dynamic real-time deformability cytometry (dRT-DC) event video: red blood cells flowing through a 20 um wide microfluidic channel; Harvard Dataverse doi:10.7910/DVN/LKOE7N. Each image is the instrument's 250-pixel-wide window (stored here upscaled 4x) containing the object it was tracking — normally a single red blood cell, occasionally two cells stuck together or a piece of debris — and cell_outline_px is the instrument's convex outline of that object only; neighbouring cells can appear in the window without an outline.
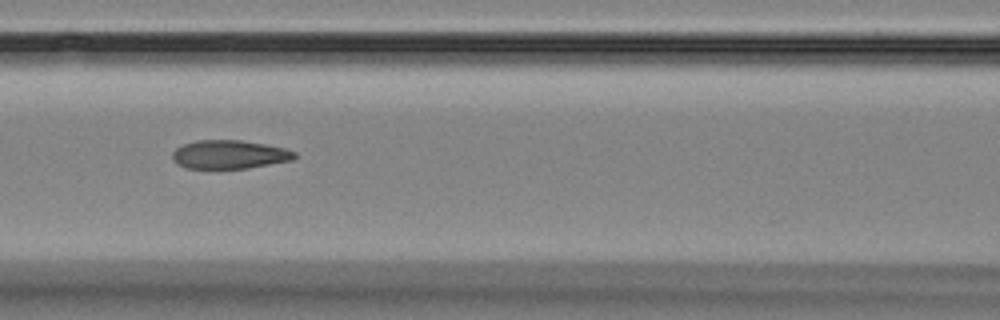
{"species": "Egyptian fruit bat (a non-hibernating species)", "species_latin": "Rousettus aegyptiacus", "temperature_condition": "room temperature", "stored_images_in_passage": 5, "camera_frame_rate_fps": 3000, "um_per_image_px": 0.085, "animal": {"sex": "female"}, "frame": {"image": 1, "passage_image": 4, "time_ms": 6.333, "image_size_px": [1000, 320], "cell_outline_px": [[296, 156], [292, 160], [248, 168], [184, 168], [176, 164], [172, 160], [172, 152], [176, 148], [184, 144], [196, 140], [240, 140], [264, 144], [284, 148], [296, 152]], "centroid_in_image_um": [19.46, 13.13], "position_along_channel_um": 147.1, "area_um2": 20.35}}
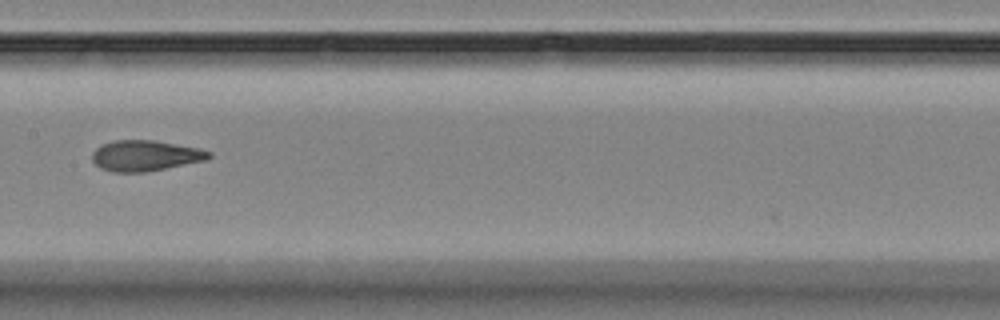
{"frame": {"image": 2, "passage_image": 5, "time_ms": 7.667, "image_size_px": [1000, 320], "cell_outline_px": [[212, 156], [204, 160], [148, 172], [112, 172], [100, 168], [92, 160], [92, 152], [100, 144], [112, 140], [152, 140], [200, 148], [212, 152]], "centroid_in_image_um": [12.32, 13.23], "position_along_channel_um": 195.1, "area_um2": 20.98}}